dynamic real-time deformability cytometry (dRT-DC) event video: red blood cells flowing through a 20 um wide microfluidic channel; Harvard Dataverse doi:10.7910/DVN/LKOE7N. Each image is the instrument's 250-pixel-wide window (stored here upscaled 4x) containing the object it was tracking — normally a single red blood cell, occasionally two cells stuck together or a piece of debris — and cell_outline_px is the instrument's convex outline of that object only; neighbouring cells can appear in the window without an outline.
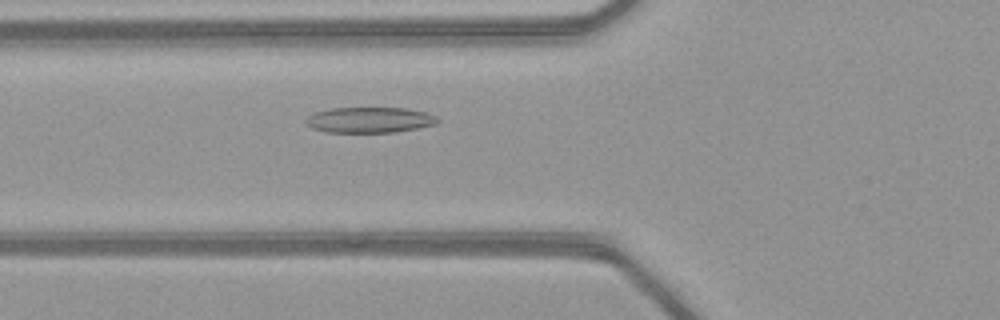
{"species": "common noctule bat (a hibernating species)", "species_latin": "Nyctalus noctula", "temperature_condition": "warm", "stored_images_in_passage": 42, "camera_frame_rate_fps": 3000, "um_per_image_px": 0.085, "animal": {"sex": "female", "body_mass_g": 21.9}, "frame": {"image": 1, "passage_image": 11, "time_ms": 3.333, "image_size_px": [1000, 320], "cell_outline_px": [[440, 120], [436, 124], [396, 132], [328, 132], [312, 128], [304, 120], [308, 116], [316, 112], [332, 108], [404, 108], [428, 112], [436, 116]], "centroid_in_image_um": [31.45, 10.19], "position_along_channel_um": 94.4, "area_um2": 19.59}}
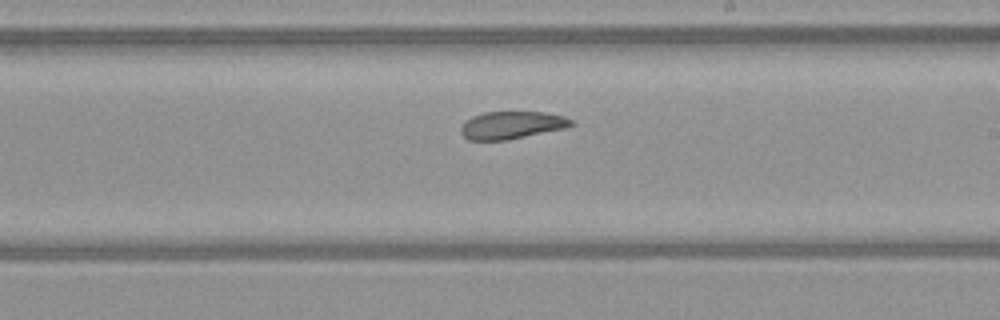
{"frame": {"image": 2, "passage_image": 22, "time_ms": 7.0, "image_size_px": [1000, 320], "cell_outline_px": [[572, 124], [568, 128], [508, 140], [468, 140], [460, 132], [460, 128], [472, 116], [484, 112], [544, 112], [564, 116], [572, 120]], "centroid_in_image_um": [43.52, 10.64], "position_along_channel_um": 245.5, "area_um2": 17.74}}
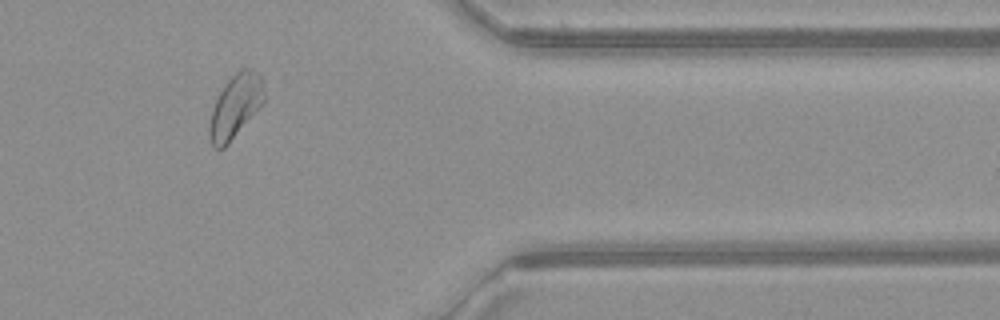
{"frame": {"image": 3, "passage_image": 34, "time_ms": 11.0, "image_size_px": [1000, 320], "cell_outline_px": [[264, 104], [228, 144], [224, 148], [212, 148], [208, 132], [208, 124], [212, 108], [220, 92], [228, 80], [240, 68], [248, 68], [256, 72], [260, 76], [264, 88]], "centroid_in_image_um": [20.0, 9.07], "position_along_channel_um": 391.4, "area_um2": 20.35}, "authors_computed_cell_mechanics": {"area_um2": 19.6231, "velocity_mm_per_s": 4.1049, "shape_relaxation_time_tau1_ms": 5.223, "shape_relaxation_time_tau2_ms": 2.1787, "deformation_change_tau1": 0.1371, "deformation_change_tau2": 0.0862}}